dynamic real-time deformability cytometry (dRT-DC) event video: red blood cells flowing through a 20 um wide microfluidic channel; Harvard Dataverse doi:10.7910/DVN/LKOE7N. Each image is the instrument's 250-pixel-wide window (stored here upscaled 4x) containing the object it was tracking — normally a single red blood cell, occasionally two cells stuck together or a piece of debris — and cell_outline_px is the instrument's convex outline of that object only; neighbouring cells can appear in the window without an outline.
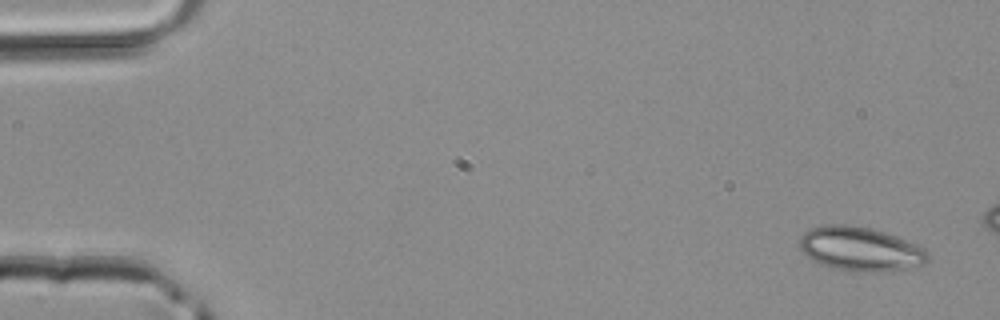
{"species": "common noctule bat (a hibernating species)", "species_latin": "Nyctalus noctula", "temperature_condition": "room temperature", "stored_images_in_passage": 3, "camera_frame_rate_fps": 3000, "um_per_image_px": 0.085, "animal": {"sex": "male", "body_mass_g": 20.4}, "frame": {"image": 1, "passage_image": 1, "time_ms": 0.0, "image_size_px": [1000, 320], "cell_outline_px": [[928, 260], [924, 264], [908, 268], [880, 272], [856, 272], [836, 268], [820, 264], [812, 260], [800, 252], [800, 236], [804, 232], [812, 228], [828, 224], [848, 224], [872, 228], [896, 236], [916, 244], [924, 248], [928, 252]], "centroid_in_image_um": [73.11, 21.16], "position_along_channel_um": 11.9, "area_um2": 33.12}}